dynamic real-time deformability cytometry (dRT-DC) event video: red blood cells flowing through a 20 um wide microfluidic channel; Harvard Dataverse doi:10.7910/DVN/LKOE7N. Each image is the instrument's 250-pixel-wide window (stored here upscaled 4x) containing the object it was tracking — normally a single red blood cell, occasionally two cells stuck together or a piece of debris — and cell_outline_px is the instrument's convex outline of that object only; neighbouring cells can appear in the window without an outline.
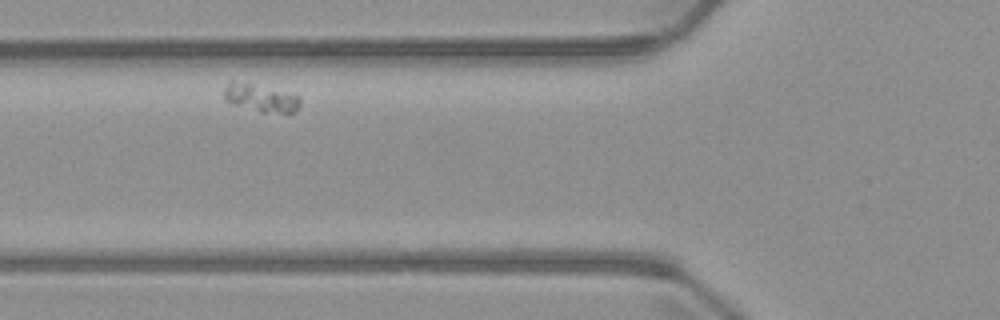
{"species": "common noctule bat (a hibernating species)", "species_latin": "Nyctalus noctula", "temperature_condition": "warm", "stored_images_in_passage": 6, "camera_frame_rate_fps": 3000, "um_per_image_px": 0.085, "animal": {"sex": "male", "body_mass_g": 23.1, "forearm_length_mm": 52.7}, "frame": {"image": 1, "passage_image": 2, "time_ms": 1.0, "image_size_px": [1000, 320], "cell_outline_px": [[300, 104], [296, 112], [260, 112], [224, 100], [224, 88], [232, 80], [300, 96]], "centroid_in_image_um": [22.16, 8.34], "position_along_channel_um": 103.6, "area_um2": 11.73}}
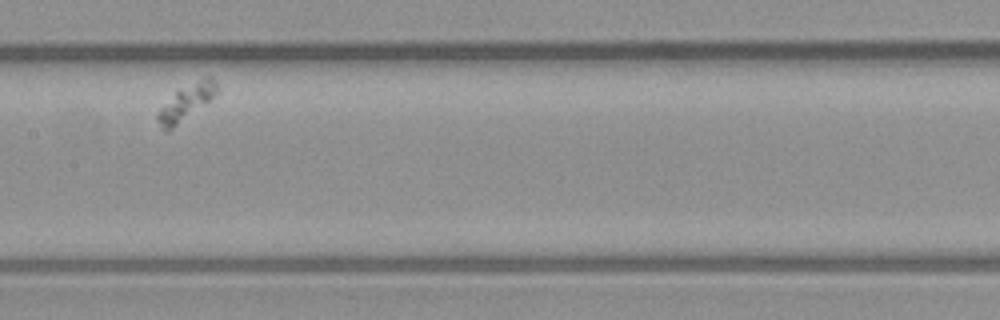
{"frame": {"image": 2, "passage_image": 4, "time_ms": 3.667, "image_size_px": [1000, 320], "cell_outline_px": [[216, 92], [208, 100], [168, 132], [164, 132], [160, 128], [156, 120], [156, 116], [160, 108], [176, 92], [204, 76], [212, 76], [216, 80]], "centroid_in_image_um": [15.77, 8.72], "position_along_channel_um": 191.6, "area_um2": 11.79}}
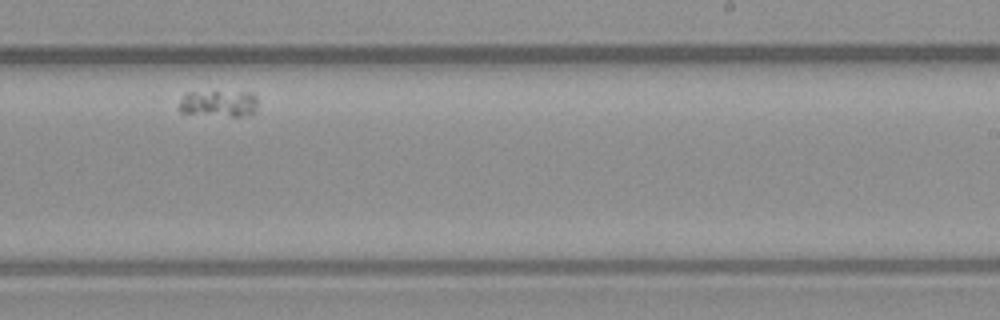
{"frame": {"image": 3, "passage_image": 6, "time_ms": 6.0, "image_size_px": [1000, 320], "cell_outline_px": [[256, 108], [252, 112], [240, 116], [232, 116], [180, 112], [180, 100], [188, 92], [252, 92], [256, 96]], "centroid_in_image_um": [18.6, 8.78], "position_along_channel_um": 270.4, "area_um2": 11.79}}